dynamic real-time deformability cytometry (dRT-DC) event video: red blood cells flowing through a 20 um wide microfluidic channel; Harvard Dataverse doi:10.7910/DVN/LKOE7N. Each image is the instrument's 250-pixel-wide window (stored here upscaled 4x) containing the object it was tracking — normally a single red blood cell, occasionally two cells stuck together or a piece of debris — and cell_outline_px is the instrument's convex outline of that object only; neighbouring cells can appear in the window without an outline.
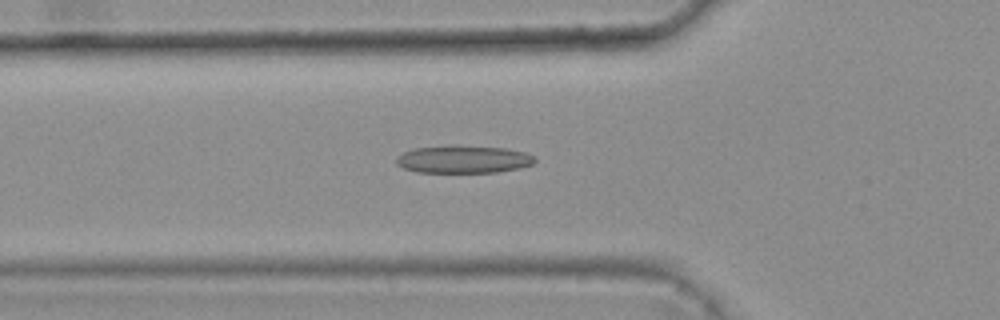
{"species": "common noctule bat (a hibernating species)", "species_latin": "Nyctalus noctula", "temperature_condition": "warm", "stored_images_in_passage": 46, "camera_frame_rate_fps": 3000, "um_per_image_px": 0.085, "animal": {"sex": "female", "body_mass_g": 25.1}, "frame": {"image": 1, "passage_image": 18, "time_ms": 5.667, "image_size_px": [1000, 320], "cell_outline_px": [[536, 160], [532, 164], [520, 168], [496, 172], [416, 172], [404, 168], [396, 164], [396, 156], [412, 148], [504, 148], [524, 152], [532, 156]], "centroid_in_image_um": [39.37, 13.59], "position_along_channel_um": 86.4, "area_um2": 21.21}}
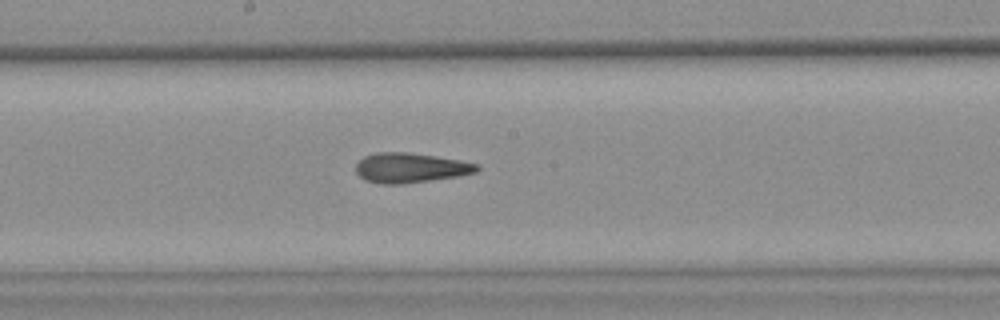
{"frame": {"image": 2, "passage_image": 28, "time_ms": 9.0, "image_size_px": [1000, 320], "cell_outline_px": [[480, 168], [476, 172], [460, 176], [400, 184], [380, 184], [364, 180], [356, 172], [356, 164], [364, 156], [376, 152], [408, 152], [436, 156], [460, 160], [480, 164]], "centroid_in_image_um": [34.89, 14.26], "position_along_channel_um": 213.3, "area_um2": 21.15}}
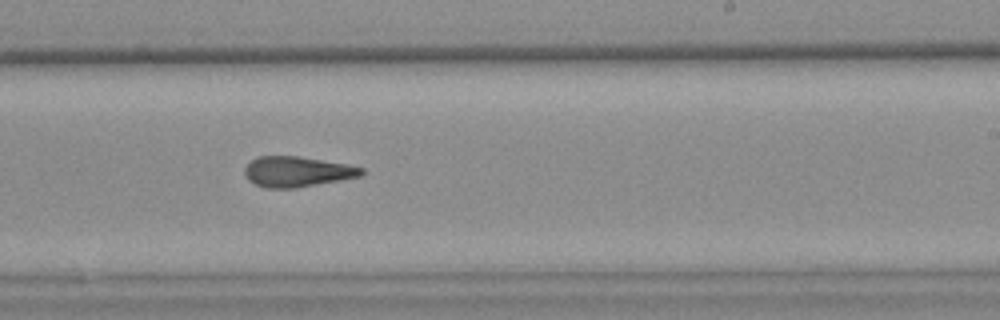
{"frame": {"image": 3, "passage_image": 32, "time_ms": 10.333, "image_size_px": [1000, 320], "cell_outline_px": [[364, 172], [360, 176], [340, 180], [296, 188], [264, 188], [248, 180], [244, 176], [244, 168], [256, 156], [296, 156], [348, 164], [364, 168]], "centroid_in_image_um": [25.23, 14.59], "position_along_channel_um": 263.8, "area_um2": 20.69}, "authors_computed_cell_mechanics": {"area_um2": 21.2704, "velocity_mm_per_s": 3.7977, "shape_relaxation_time_tau1_ms": null, "shape_relaxation_time_tau2_ms": 2.8007, "deformation_change_tau1": null, "deformation_change_tau2": 0.1343}}